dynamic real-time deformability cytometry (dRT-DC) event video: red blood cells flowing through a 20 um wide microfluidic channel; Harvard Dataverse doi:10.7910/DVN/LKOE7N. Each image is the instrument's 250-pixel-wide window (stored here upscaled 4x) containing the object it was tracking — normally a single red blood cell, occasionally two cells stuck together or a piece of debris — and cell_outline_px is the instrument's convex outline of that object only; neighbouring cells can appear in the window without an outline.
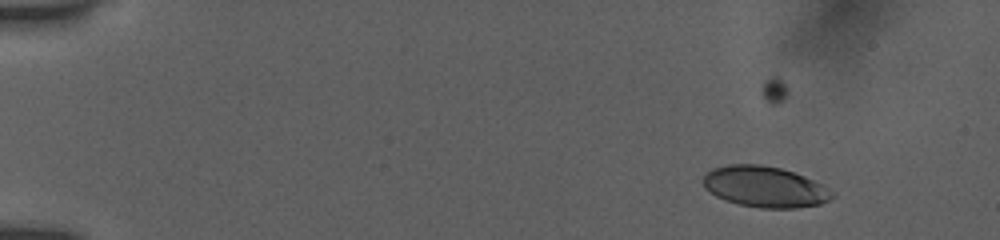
{"species": "human", "species_latin": "Homo sapiens", "temperature_condition": "room temperature", "stored_images_in_passage": 40, "camera_frame_rate_fps": 3000, "um_per_image_px": 0.085, "donor": {"sex": "female"}, "frame": {"image": 1, "passage_image": 11, "time_ms": 3.333, "image_size_px": [1000, 240], "cell_outline_px": [[836, 196], [820, 204], [796, 208], [760, 208], [740, 204], [724, 200], [716, 196], [704, 188], [704, 176], [712, 168], [728, 164], [760, 164], [780, 168], [804, 176], [836, 192]], "centroid_in_image_um": [65.02, 15.88], "position_along_channel_um": 20.0, "area_um2": 30.75}}
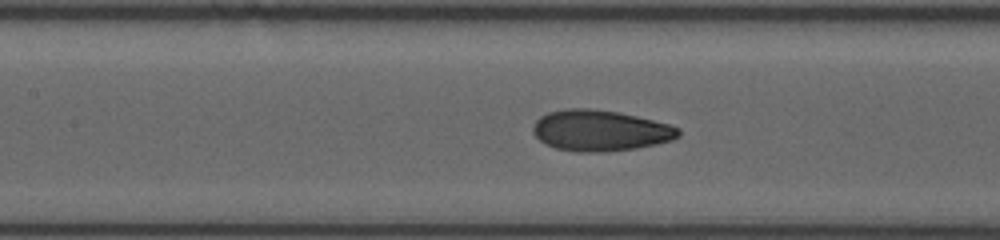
{"frame": {"image": 2, "passage_image": 31, "time_ms": 10.0, "image_size_px": [1000, 240], "cell_outline_px": [[680, 136], [672, 140], [656, 144], [636, 148], [600, 152], [576, 152], [556, 148], [544, 144], [532, 132], [532, 128], [536, 120], [540, 116], [548, 112], [568, 108], [588, 108], [616, 112], [636, 116], [668, 124], [680, 128]], "centroid_in_image_um": [50.99, 11.1], "position_along_channel_um": 156.4, "area_um2": 34.68}}
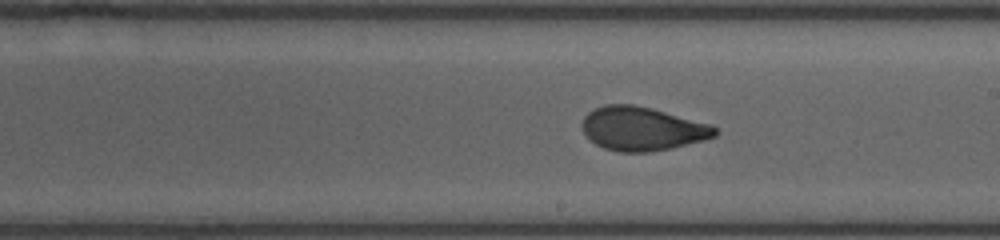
{"frame": {"image": 3, "passage_image": 37, "time_ms": 12.0, "image_size_px": [1000, 240], "cell_outline_px": [[720, 132], [716, 136], [704, 140], [672, 148], [648, 152], [616, 152], [604, 148], [588, 140], [584, 132], [584, 116], [588, 112], [604, 104], [632, 104], [652, 108], [712, 124]], "centroid_in_image_um": [54.62, 10.94], "position_along_channel_um": 234.4, "area_um2": 34.04}}